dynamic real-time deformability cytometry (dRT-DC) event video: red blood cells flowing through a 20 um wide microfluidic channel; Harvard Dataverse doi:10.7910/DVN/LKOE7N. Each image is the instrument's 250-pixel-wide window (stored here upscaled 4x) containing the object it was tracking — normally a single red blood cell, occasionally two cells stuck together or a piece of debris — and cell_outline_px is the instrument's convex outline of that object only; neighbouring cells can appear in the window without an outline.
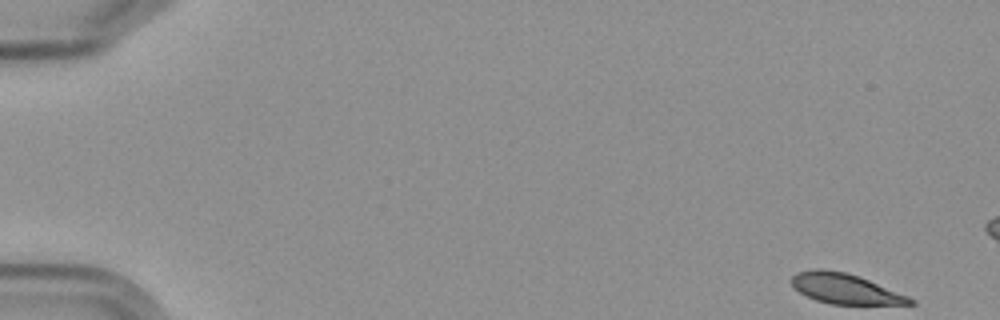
{"species": "Egyptian fruit bat (a non-hibernating species)", "species_latin": "Rousettus aegyptiacus", "temperature_condition": "cold", "stored_images_in_passage": 5, "camera_frame_rate_fps": 3000, "um_per_image_px": 0.085, "frame": {"image": 1, "passage_image": 1, "time_ms": 0.0, "image_size_px": [1000, 320], "cell_outline_px": [[916, 304], [832, 304], [816, 300], [800, 292], [788, 280], [796, 272], [812, 268], [824, 268], [844, 272], [860, 276], [908, 296], [916, 300]], "centroid_in_image_um": [71.82, 24.52], "position_along_channel_um": 13.2, "area_um2": 20.92}}